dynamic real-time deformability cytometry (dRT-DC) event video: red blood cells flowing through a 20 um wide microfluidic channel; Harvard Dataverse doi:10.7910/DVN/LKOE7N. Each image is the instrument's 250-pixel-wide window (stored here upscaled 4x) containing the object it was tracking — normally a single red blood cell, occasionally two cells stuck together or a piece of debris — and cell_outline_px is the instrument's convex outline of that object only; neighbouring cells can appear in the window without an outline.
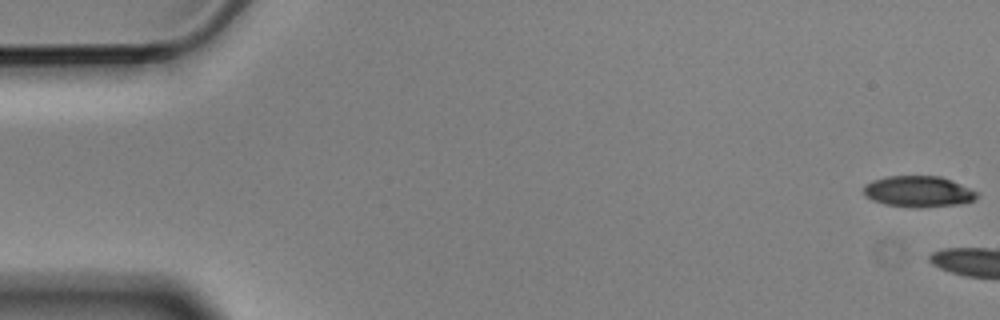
{"species": "Egyptian fruit bat (a non-hibernating species)", "species_latin": "Rousettus aegyptiacus", "temperature_condition": "cold", "stored_images_in_passage": 3, "camera_frame_rate_fps": 3000, "um_per_image_px": 0.085, "animal": {"sex": "male"}, "frame": {"image": 1, "passage_image": 1, "time_ms": 0.0, "image_size_px": [1000, 320], "cell_outline_px": [[980, 196], [976, 200], [956, 204], [920, 208], [916, 208], [884, 204], [872, 200], [864, 196], [864, 184], [872, 180], [888, 176], [940, 176], [952, 180], [980, 192]], "centroid_in_image_um": [78.09, 16.28], "position_along_channel_um": 6.9, "area_um2": 20.81}}